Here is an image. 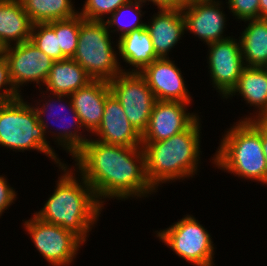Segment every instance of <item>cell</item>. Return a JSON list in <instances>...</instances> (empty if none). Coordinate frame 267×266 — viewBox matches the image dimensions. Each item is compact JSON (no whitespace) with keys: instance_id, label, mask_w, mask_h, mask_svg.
I'll return each instance as SVG.
<instances>
[{"instance_id":"33","label":"cell","mask_w":267,"mask_h":266,"mask_svg":"<svg viewBox=\"0 0 267 266\" xmlns=\"http://www.w3.org/2000/svg\"><path fill=\"white\" fill-rule=\"evenodd\" d=\"M262 149L267 162V126L262 122ZM267 184V174H266Z\"/></svg>"},{"instance_id":"10","label":"cell","mask_w":267,"mask_h":266,"mask_svg":"<svg viewBox=\"0 0 267 266\" xmlns=\"http://www.w3.org/2000/svg\"><path fill=\"white\" fill-rule=\"evenodd\" d=\"M9 66V73L14 88L27 82L45 83L54 60L38 49L31 40L7 46L3 51Z\"/></svg>"},{"instance_id":"20","label":"cell","mask_w":267,"mask_h":266,"mask_svg":"<svg viewBox=\"0 0 267 266\" xmlns=\"http://www.w3.org/2000/svg\"><path fill=\"white\" fill-rule=\"evenodd\" d=\"M241 94L250 106H257V115L246 117L244 121L262 120L267 115V72L263 67H245L240 74L237 85L225 97ZM234 94V95H233Z\"/></svg>"},{"instance_id":"1","label":"cell","mask_w":267,"mask_h":266,"mask_svg":"<svg viewBox=\"0 0 267 266\" xmlns=\"http://www.w3.org/2000/svg\"><path fill=\"white\" fill-rule=\"evenodd\" d=\"M73 158L77 162V172L92 187L102 205L104 198L125 200L134 196L147 197L156 192L146 177L142 147L112 145L89 139Z\"/></svg>"},{"instance_id":"11","label":"cell","mask_w":267,"mask_h":266,"mask_svg":"<svg viewBox=\"0 0 267 266\" xmlns=\"http://www.w3.org/2000/svg\"><path fill=\"white\" fill-rule=\"evenodd\" d=\"M228 38L217 41L209 46L208 62L210 77L214 88L225 98L237 85L240 74L246 67L242 53L240 41Z\"/></svg>"},{"instance_id":"2","label":"cell","mask_w":267,"mask_h":266,"mask_svg":"<svg viewBox=\"0 0 267 266\" xmlns=\"http://www.w3.org/2000/svg\"><path fill=\"white\" fill-rule=\"evenodd\" d=\"M60 167L65 173L59 177L57 187L44 207L34 215L44 222L71 231L85 243L104 205L97 200L92 187L82 176L79 183L66 164Z\"/></svg>"},{"instance_id":"37","label":"cell","mask_w":267,"mask_h":266,"mask_svg":"<svg viewBox=\"0 0 267 266\" xmlns=\"http://www.w3.org/2000/svg\"><path fill=\"white\" fill-rule=\"evenodd\" d=\"M263 68H264V69L266 70V72H267V64L264 65Z\"/></svg>"},{"instance_id":"4","label":"cell","mask_w":267,"mask_h":266,"mask_svg":"<svg viewBox=\"0 0 267 266\" xmlns=\"http://www.w3.org/2000/svg\"><path fill=\"white\" fill-rule=\"evenodd\" d=\"M222 136L214 155L216 167L266 184L267 162L262 149V121L243 119Z\"/></svg>"},{"instance_id":"29","label":"cell","mask_w":267,"mask_h":266,"mask_svg":"<svg viewBox=\"0 0 267 266\" xmlns=\"http://www.w3.org/2000/svg\"><path fill=\"white\" fill-rule=\"evenodd\" d=\"M0 90V104L21 97L20 91H17L12 84L8 62L4 54L0 55Z\"/></svg>"},{"instance_id":"6","label":"cell","mask_w":267,"mask_h":266,"mask_svg":"<svg viewBox=\"0 0 267 266\" xmlns=\"http://www.w3.org/2000/svg\"><path fill=\"white\" fill-rule=\"evenodd\" d=\"M104 21L84 20L80 24L79 39L72 59L79 63L93 80H113L122 69L117 53L111 46V34ZM110 36V37H109Z\"/></svg>"},{"instance_id":"36","label":"cell","mask_w":267,"mask_h":266,"mask_svg":"<svg viewBox=\"0 0 267 266\" xmlns=\"http://www.w3.org/2000/svg\"><path fill=\"white\" fill-rule=\"evenodd\" d=\"M4 48L0 44V55L3 54Z\"/></svg>"},{"instance_id":"26","label":"cell","mask_w":267,"mask_h":266,"mask_svg":"<svg viewBox=\"0 0 267 266\" xmlns=\"http://www.w3.org/2000/svg\"><path fill=\"white\" fill-rule=\"evenodd\" d=\"M143 1L142 0H129L127 3L123 4L122 6H120L113 14L110 15V17H108V19H106V21L104 20L105 24L107 25V27H117L115 30H109V32H121L119 34V38L122 37L125 34H128L129 32H132L133 30H137L140 28H144L146 27V23H143V21H141V17H142V10L141 7L143 6ZM134 12L135 15L134 19L126 23H124V19L123 15H125V12ZM126 16V15H125ZM133 18V17H132ZM140 20V21H139Z\"/></svg>"},{"instance_id":"31","label":"cell","mask_w":267,"mask_h":266,"mask_svg":"<svg viewBox=\"0 0 267 266\" xmlns=\"http://www.w3.org/2000/svg\"><path fill=\"white\" fill-rule=\"evenodd\" d=\"M16 196L15 190L8 185L6 178L0 176V216L16 200Z\"/></svg>"},{"instance_id":"35","label":"cell","mask_w":267,"mask_h":266,"mask_svg":"<svg viewBox=\"0 0 267 266\" xmlns=\"http://www.w3.org/2000/svg\"><path fill=\"white\" fill-rule=\"evenodd\" d=\"M261 121L267 126V115Z\"/></svg>"},{"instance_id":"14","label":"cell","mask_w":267,"mask_h":266,"mask_svg":"<svg viewBox=\"0 0 267 266\" xmlns=\"http://www.w3.org/2000/svg\"><path fill=\"white\" fill-rule=\"evenodd\" d=\"M140 74L146 79L156 100L183 103H190L192 100L185 87L181 70L169 57L154 60Z\"/></svg>"},{"instance_id":"27","label":"cell","mask_w":267,"mask_h":266,"mask_svg":"<svg viewBox=\"0 0 267 266\" xmlns=\"http://www.w3.org/2000/svg\"><path fill=\"white\" fill-rule=\"evenodd\" d=\"M30 40L54 61L67 59L62 54L55 30L48 23L33 24Z\"/></svg>"},{"instance_id":"30","label":"cell","mask_w":267,"mask_h":266,"mask_svg":"<svg viewBox=\"0 0 267 266\" xmlns=\"http://www.w3.org/2000/svg\"><path fill=\"white\" fill-rule=\"evenodd\" d=\"M228 7L237 19L246 20L259 18V0H228Z\"/></svg>"},{"instance_id":"19","label":"cell","mask_w":267,"mask_h":266,"mask_svg":"<svg viewBox=\"0 0 267 266\" xmlns=\"http://www.w3.org/2000/svg\"><path fill=\"white\" fill-rule=\"evenodd\" d=\"M33 23L20 0H0V44L3 48L30 40Z\"/></svg>"},{"instance_id":"8","label":"cell","mask_w":267,"mask_h":266,"mask_svg":"<svg viewBox=\"0 0 267 266\" xmlns=\"http://www.w3.org/2000/svg\"><path fill=\"white\" fill-rule=\"evenodd\" d=\"M108 83L130 124L142 135L156 102L146 79L138 72H122Z\"/></svg>"},{"instance_id":"34","label":"cell","mask_w":267,"mask_h":266,"mask_svg":"<svg viewBox=\"0 0 267 266\" xmlns=\"http://www.w3.org/2000/svg\"><path fill=\"white\" fill-rule=\"evenodd\" d=\"M259 18L267 19V0H259Z\"/></svg>"},{"instance_id":"25","label":"cell","mask_w":267,"mask_h":266,"mask_svg":"<svg viewBox=\"0 0 267 266\" xmlns=\"http://www.w3.org/2000/svg\"><path fill=\"white\" fill-rule=\"evenodd\" d=\"M84 20L85 19L78 14L70 19L48 22V24L55 30L62 54L66 58H73L76 52L80 24Z\"/></svg>"},{"instance_id":"16","label":"cell","mask_w":267,"mask_h":266,"mask_svg":"<svg viewBox=\"0 0 267 266\" xmlns=\"http://www.w3.org/2000/svg\"><path fill=\"white\" fill-rule=\"evenodd\" d=\"M110 93L108 81L92 80L70 95L74 110L86 131L93 134L100 126L106 97Z\"/></svg>"},{"instance_id":"12","label":"cell","mask_w":267,"mask_h":266,"mask_svg":"<svg viewBox=\"0 0 267 266\" xmlns=\"http://www.w3.org/2000/svg\"><path fill=\"white\" fill-rule=\"evenodd\" d=\"M189 103L160 101L154 103L142 142H158L186 130L199 116L186 112Z\"/></svg>"},{"instance_id":"9","label":"cell","mask_w":267,"mask_h":266,"mask_svg":"<svg viewBox=\"0 0 267 266\" xmlns=\"http://www.w3.org/2000/svg\"><path fill=\"white\" fill-rule=\"evenodd\" d=\"M27 233L40 254L53 266H68L84 242L61 226L44 222L35 215L24 222Z\"/></svg>"},{"instance_id":"13","label":"cell","mask_w":267,"mask_h":266,"mask_svg":"<svg viewBox=\"0 0 267 266\" xmlns=\"http://www.w3.org/2000/svg\"><path fill=\"white\" fill-rule=\"evenodd\" d=\"M220 3L217 0H190L181 10L185 29L190 30L207 45L230 38L222 35L225 31L226 18L220 9Z\"/></svg>"},{"instance_id":"7","label":"cell","mask_w":267,"mask_h":266,"mask_svg":"<svg viewBox=\"0 0 267 266\" xmlns=\"http://www.w3.org/2000/svg\"><path fill=\"white\" fill-rule=\"evenodd\" d=\"M157 237L180 258L196 266H213L214 244L208 231L192 215H187Z\"/></svg>"},{"instance_id":"24","label":"cell","mask_w":267,"mask_h":266,"mask_svg":"<svg viewBox=\"0 0 267 266\" xmlns=\"http://www.w3.org/2000/svg\"><path fill=\"white\" fill-rule=\"evenodd\" d=\"M33 24L48 23L75 17L79 12L71 0H20Z\"/></svg>"},{"instance_id":"15","label":"cell","mask_w":267,"mask_h":266,"mask_svg":"<svg viewBox=\"0 0 267 266\" xmlns=\"http://www.w3.org/2000/svg\"><path fill=\"white\" fill-rule=\"evenodd\" d=\"M97 141L126 147H142V135L134 128L119 100L111 92L106 97L100 126L93 133Z\"/></svg>"},{"instance_id":"5","label":"cell","mask_w":267,"mask_h":266,"mask_svg":"<svg viewBox=\"0 0 267 266\" xmlns=\"http://www.w3.org/2000/svg\"><path fill=\"white\" fill-rule=\"evenodd\" d=\"M0 145L13 151L34 149L50 157L59 166L65 164L46 141L34 106L22 97L0 104Z\"/></svg>"},{"instance_id":"3","label":"cell","mask_w":267,"mask_h":266,"mask_svg":"<svg viewBox=\"0 0 267 266\" xmlns=\"http://www.w3.org/2000/svg\"><path fill=\"white\" fill-rule=\"evenodd\" d=\"M199 117L184 131L158 142H142L146 177L156 190L159 184L193 177L200 160Z\"/></svg>"},{"instance_id":"18","label":"cell","mask_w":267,"mask_h":266,"mask_svg":"<svg viewBox=\"0 0 267 266\" xmlns=\"http://www.w3.org/2000/svg\"><path fill=\"white\" fill-rule=\"evenodd\" d=\"M93 79L86 70L72 58L54 61L46 82V90L61 102L72 93L86 86Z\"/></svg>"},{"instance_id":"23","label":"cell","mask_w":267,"mask_h":266,"mask_svg":"<svg viewBox=\"0 0 267 266\" xmlns=\"http://www.w3.org/2000/svg\"><path fill=\"white\" fill-rule=\"evenodd\" d=\"M51 100H53V99L51 98L50 100H48L49 103L48 102L45 103V104L43 103L42 104L43 106L41 108L38 107V106L37 107H34L35 110H36V112H37L39 123L42 125L45 134L47 133L46 130H48L47 128H49V126H48L47 122L45 123L46 120L43 117V115L44 114H47L46 112L50 110L49 108H51V111H49V113L51 112L50 114H53L52 112L55 111L54 108H58L56 106L57 104H53L54 102L51 104ZM69 100L70 101L68 102V105H69L68 108H70L69 109L71 111L70 114L72 113V115H73V119L72 120L75 123V124L74 123L72 124V121H70L71 124L70 123L69 124H70L71 129H72V127L74 128V126L76 125L75 126L76 128H74L76 130H70L68 127H65L64 125H63L64 128L63 127L57 128L58 131H59V133H57V136H56L57 141H55V142H58V144L60 146H62L64 148V150H66L67 152H69L70 155L73 157L83 147V145L89 139L88 138L86 139V137H84V136L81 135L82 132L80 131V128H83V126H82V124L80 122L79 116L77 115L76 111L74 110V107L72 105V102H71L70 97H69ZM59 108L61 109V111L62 110L65 111L66 110V106L63 105V104H61V103H60ZM47 109H49V110H47ZM60 114L61 113L58 112L57 113V116L60 115ZM55 117L56 116H54V119H55ZM61 117H62V115H61ZM63 118L66 119L67 118L66 115H64V117H62L61 120H63ZM59 129H61V130H59Z\"/></svg>"},{"instance_id":"17","label":"cell","mask_w":267,"mask_h":266,"mask_svg":"<svg viewBox=\"0 0 267 266\" xmlns=\"http://www.w3.org/2000/svg\"><path fill=\"white\" fill-rule=\"evenodd\" d=\"M146 29L150 33L152 44L159 58H167L168 52L178 43L184 34L185 20L180 9L160 8Z\"/></svg>"},{"instance_id":"28","label":"cell","mask_w":267,"mask_h":266,"mask_svg":"<svg viewBox=\"0 0 267 266\" xmlns=\"http://www.w3.org/2000/svg\"><path fill=\"white\" fill-rule=\"evenodd\" d=\"M129 0H86L79 14L88 21H104V15L113 14Z\"/></svg>"},{"instance_id":"21","label":"cell","mask_w":267,"mask_h":266,"mask_svg":"<svg viewBox=\"0 0 267 266\" xmlns=\"http://www.w3.org/2000/svg\"><path fill=\"white\" fill-rule=\"evenodd\" d=\"M119 55L123 61L133 66L132 71L140 73L159 57L156 55L149 31L144 28L133 30L119 38Z\"/></svg>"},{"instance_id":"32","label":"cell","mask_w":267,"mask_h":266,"mask_svg":"<svg viewBox=\"0 0 267 266\" xmlns=\"http://www.w3.org/2000/svg\"><path fill=\"white\" fill-rule=\"evenodd\" d=\"M144 3L147 1L153 2L158 9H180L182 10L188 3L189 0H142Z\"/></svg>"},{"instance_id":"22","label":"cell","mask_w":267,"mask_h":266,"mask_svg":"<svg viewBox=\"0 0 267 266\" xmlns=\"http://www.w3.org/2000/svg\"><path fill=\"white\" fill-rule=\"evenodd\" d=\"M239 41L245 66L263 67L267 64V19H251Z\"/></svg>"}]
</instances>
